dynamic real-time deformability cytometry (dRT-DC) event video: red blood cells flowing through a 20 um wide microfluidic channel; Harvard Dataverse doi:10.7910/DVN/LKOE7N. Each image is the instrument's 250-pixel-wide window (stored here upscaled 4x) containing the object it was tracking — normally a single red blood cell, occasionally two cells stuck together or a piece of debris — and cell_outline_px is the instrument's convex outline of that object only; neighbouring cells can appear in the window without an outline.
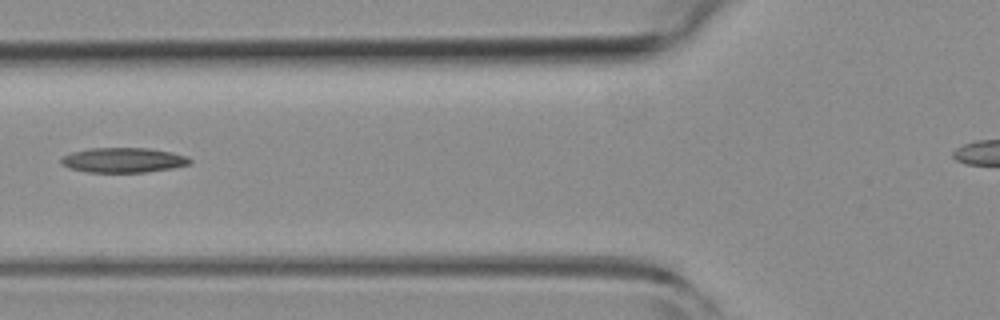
{"species": "common noctule bat (a hibernating species)", "species_latin": "Nyctalus noctula", "temperature_condition": "room temperature", "stored_images_in_passage": 2, "camera_frame_rate_fps": 3000, "um_per_image_px": 0.085, "animal": {"sex": "female", "body_mass_g": 19.3, "forearm_length_mm": 54.1}, "frame": {"image": 1, "passage_image": 2, "time_ms": 0.333, "image_size_px": [1000, 320], "cell_outline_px": [[192, 160], [188, 164], [172, 168], [144, 172], [88, 172], [68, 168], [60, 164], [60, 160], [64, 156], [72, 152], [88, 148], [148, 148], [172, 152], [188, 156]], "centroid_in_image_um": [10.46, 13.6], "position_along_channel_um": 115.3, "area_um2": 18.67}}